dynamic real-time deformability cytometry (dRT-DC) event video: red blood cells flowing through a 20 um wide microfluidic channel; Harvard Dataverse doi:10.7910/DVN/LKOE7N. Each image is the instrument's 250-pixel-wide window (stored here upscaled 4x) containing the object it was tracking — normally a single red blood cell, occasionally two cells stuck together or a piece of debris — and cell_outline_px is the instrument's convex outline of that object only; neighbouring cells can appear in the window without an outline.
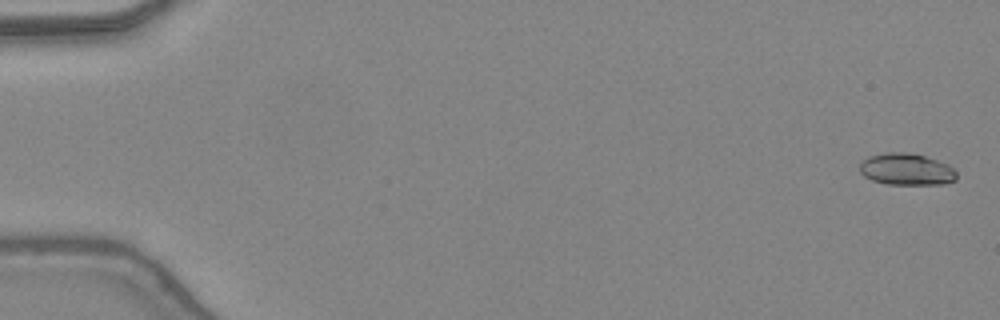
{"species": "common noctule bat (a hibernating species)", "species_latin": "Nyctalus noctula", "temperature_condition": "warm", "stored_images_in_passage": 48, "camera_frame_rate_fps": 3000, "um_per_image_px": 0.085, "animal": {"sex": "female", "body_mass_g": 24.6, "forearm_length_mm": 56.2}, "frame": {"image": 1, "passage_image": 2, "time_ms": 0.333, "image_size_px": [1000, 320], "cell_outline_px": [[956, 180], [944, 184], [888, 184], [872, 180], [864, 176], [860, 172], [860, 164], [868, 156], [884, 152], [908, 152], [924, 156], [948, 164], [956, 172]], "centroid_in_image_um": [77.04, 14.38], "position_along_channel_um": 8.0, "area_um2": 17.92}}
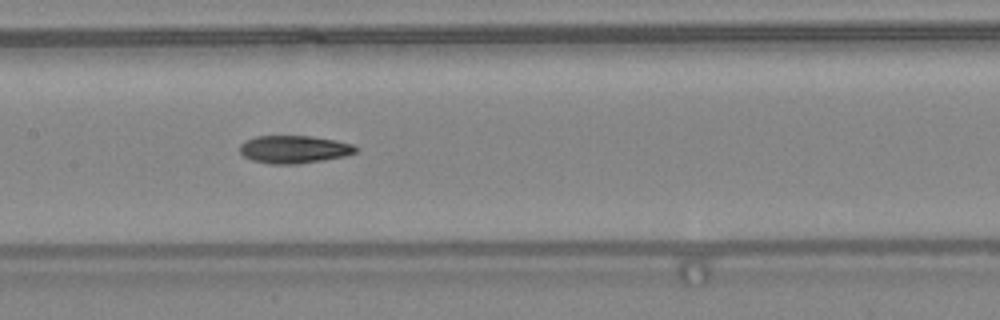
{"frame": {"image": 2, "passage_image": 25, "time_ms": 8.0, "image_size_px": [1000, 320], "cell_outline_px": [[360, 148], [356, 152], [344, 156], [324, 160], [296, 164], [272, 164], [252, 160], [244, 156], [240, 152], [240, 144], [256, 136], [312, 136], [336, 140], [352, 144]], "centroid_in_image_um": [25.02, 12.69], "position_along_channel_um": 182.4, "area_um2": 18.73}}
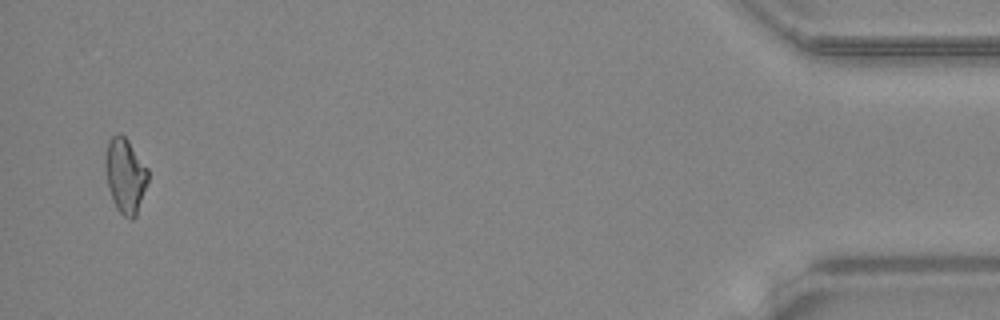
{"frame": {"image": 3, "passage_image": 47, "time_ms": 15.333, "image_size_px": [1000, 320], "cell_outline_px": [[148, 180], [136, 216], [132, 220], [124, 216], [116, 208], [112, 200], [108, 188], [104, 164], [104, 156], [108, 140], [116, 132], [120, 132], [128, 140], [148, 168]], "centroid_in_image_um": [10.62, 14.89], "position_along_channel_um": 424.6, "area_um2": 18.84}, "authors_computed_cell_mechanics": {"area_um2": 18.2937, "velocity_mm_per_s": 4.4377, "shape_relaxation_time_tau1_ms": null, "shape_relaxation_time_tau2_ms": 5.1362, "deformation_change_tau1": null, "deformation_change_tau2": 0.1508}}